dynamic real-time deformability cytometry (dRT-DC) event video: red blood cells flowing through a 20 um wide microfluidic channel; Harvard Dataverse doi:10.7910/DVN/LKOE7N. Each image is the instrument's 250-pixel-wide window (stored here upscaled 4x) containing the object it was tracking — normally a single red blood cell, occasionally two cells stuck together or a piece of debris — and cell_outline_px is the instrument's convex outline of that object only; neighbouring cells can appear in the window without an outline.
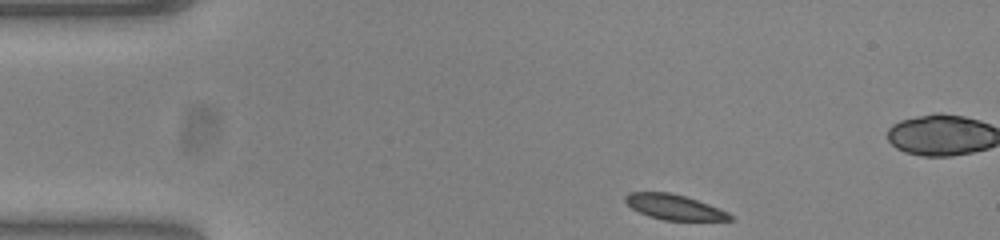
{"species": "common noctule bat (a hibernating species)", "species_latin": "Nyctalus noctula", "temperature_condition": "warm", "stored_images_in_passage": 47, "camera_frame_rate_fps": 3000, "um_per_image_px": 0.085, "animal": {"sex": "female", "body_mass_g": 23.0, "forearm_length_mm": 53.4}, "frame": {"image": 1, "passage_image": 1, "time_ms": 0.0, "image_size_px": [1000, 240], "cell_outline_px": [[732, 220], [664, 220], [648, 216], [632, 208], [624, 200], [624, 196], [628, 192], [668, 192], [684, 196], [708, 204], [728, 212], [732, 216]], "centroid_in_image_um": [57.27, 17.6], "position_along_channel_um": 27.7, "area_um2": 15.14}}
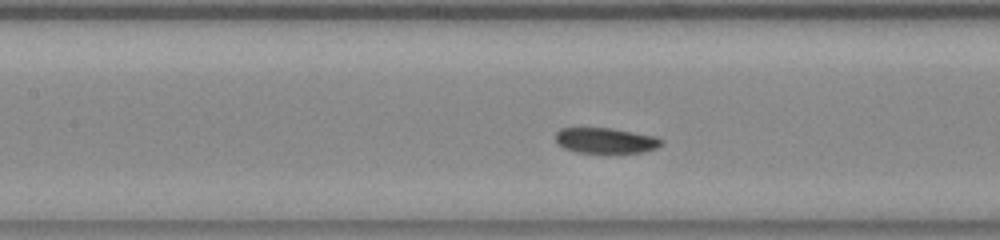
{"frame": {"image": 2, "passage_image": 16, "time_ms": 5.0, "image_size_px": [1000, 240], "cell_outline_px": [[664, 140], [656, 148], [644, 152], [576, 152], [564, 148], [556, 144], [556, 132], [560, 128], [612, 128], [656, 136]], "centroid_in_image_um": [51.46, 11.93], "position_along_channel_um": 155.9, "area_um2": 15.66}}
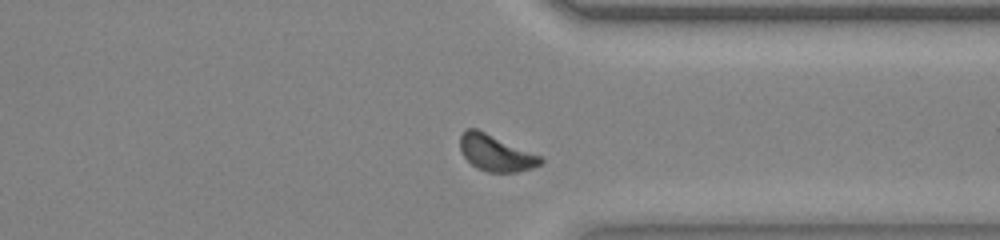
{"frame": {"image": 3, "passage_image": 33, "time_ms": 10.667, "image_size_px": [1000, 240], "cell_outline_px": [[544, 160], [540, 164], [532, 168], [516, 172], [488, 172], [476, 168], [464, 156], [460, 148], [460, 136], [464, 128], [476, 128], [540, 156]], "centroid_in_image_um": [42.11, 13.0], "position_along_channel_um": 369.3, "area_um2": 16.76}}